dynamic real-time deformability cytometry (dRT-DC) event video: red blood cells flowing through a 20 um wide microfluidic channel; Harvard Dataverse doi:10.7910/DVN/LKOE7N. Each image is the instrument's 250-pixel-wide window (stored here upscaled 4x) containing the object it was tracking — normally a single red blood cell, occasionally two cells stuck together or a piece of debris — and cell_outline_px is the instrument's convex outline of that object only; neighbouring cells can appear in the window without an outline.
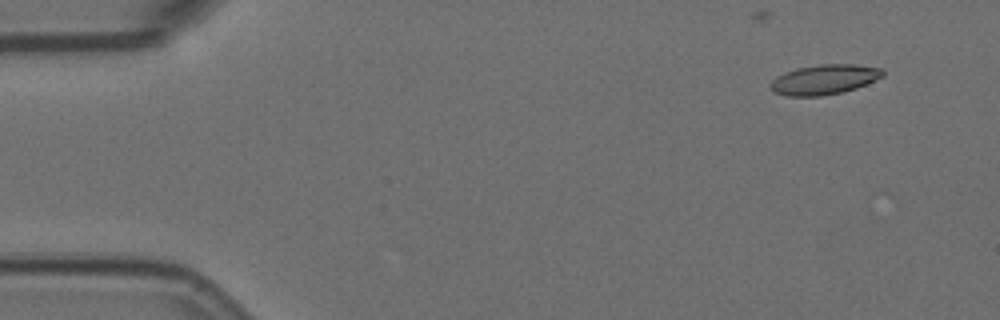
{"species": "Egyptian fruit bat (a non-hibernating species)", "species_latin": "Rousettus aegyptiacus", "temperature_condition": "room temperature", "stored_images_in_passage": 9, "camera_frame_rate_fps": 3000, "um_per_image_px": 0.085, "animal": {"sex": "female"}, "frame": {"image": 1, "passage_image": 2, "time_ms": 0.333, "image_size_px": [1000, 320], "cell_outline_px": [[884, 76], [856, 88], [844, 92], [820, 96], [784, 96], [772, 92], [768, 88], [768, 84], [776, 76], [784, 72], [796, 68], [820, 64], [856, 64], [884, 68]], "centroid_in_image_um": [70.02, 6.76], "position_along_channel_um": 15.0, "area_um2": 20.0}}
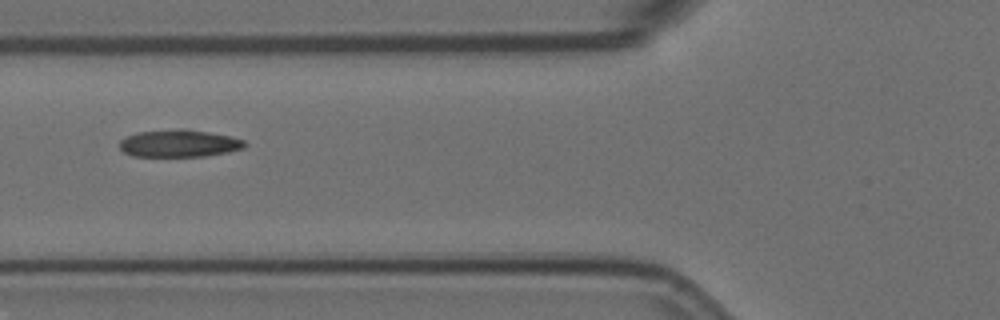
{"frame": {"image": 2, "passage_image": 7, "time_ms": 2.0, "image_size_px": [1000, 320], "cell_outline_px": [[248, 144], [244, 148], [228, 152], [204, 156], [132, 156], [124, 152], [120, 148], [120, 140], [136, 132], [180, 128], [184, 128], [208, 132], [228, 136], [244, 140]], "centroid_in_image_um": [15.23, 12.18], "position_along_channel_um": 110.6, "area_um2": 19.94}}
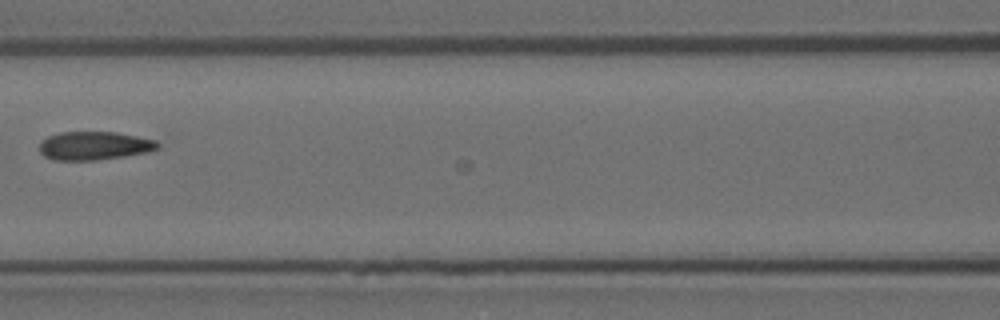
{"frame": {"image": 3, "passage_image": 8, "time_ms": 2.333, "image_size_px": [1000, 320], "cell_outline_px": [[160, 148], [148, 152], [124, 156], [96, 160], [52, 160], [44, 156], [40, 152], [40, 144], [48, 136], [60, 132], [116, 132], [156, 140], [160, 144]], "centroid_in_image_um": [8.03, 12.39], "position_along_channel_um": 158.6, "area_um2": 19.59}}